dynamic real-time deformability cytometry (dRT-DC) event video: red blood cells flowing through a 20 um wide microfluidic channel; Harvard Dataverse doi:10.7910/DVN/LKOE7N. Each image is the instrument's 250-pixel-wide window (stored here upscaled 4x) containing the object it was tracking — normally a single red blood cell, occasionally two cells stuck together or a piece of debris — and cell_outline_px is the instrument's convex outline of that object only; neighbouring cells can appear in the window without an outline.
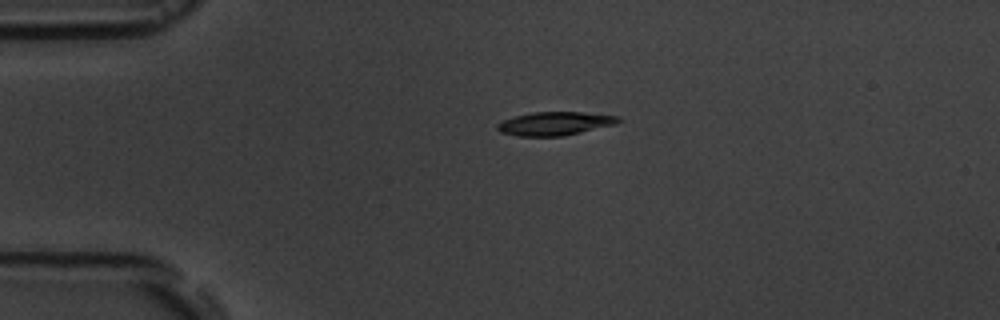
{"species": "common noctule bat (a hibernating species)", "species_latin": "Nyctalus noctula", "temperature_condition": "room temperature", "stored_images_in_passage": 2, "camera_frame_rate_fps": 3000, "um_per_image_px": 0.085, "animal": {"sex": "male", "body_mass_g": 19.5, "forearm_length_mm": 54.6}, "frame": {"image": 1, "passage_image": 1, "time_ms": 0.0, "image_size_px": [1000, 320], "cell_outline_px": [[620, 120], [616, 124], [564, 136], [520, 136], [500, 132], [496, 128], [496, 124], [504, 120], [516, 116], [532, 112], [580, 112], [620, 116]], "centroid_in_image_um": [47.16, 10.5], "position_along_channel_um": 37.8, "area_um2": 16.47}}